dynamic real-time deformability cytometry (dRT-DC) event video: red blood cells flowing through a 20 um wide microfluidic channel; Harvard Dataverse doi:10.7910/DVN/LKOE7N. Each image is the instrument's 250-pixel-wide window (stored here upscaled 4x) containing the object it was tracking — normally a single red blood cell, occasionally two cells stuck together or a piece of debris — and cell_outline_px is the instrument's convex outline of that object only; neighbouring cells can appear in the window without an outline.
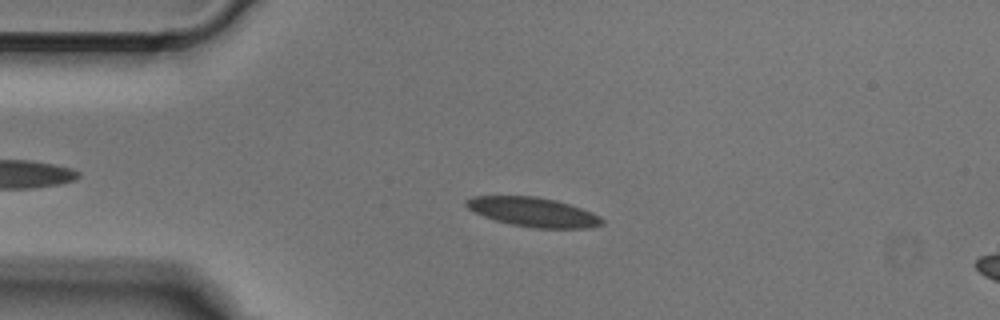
{"species": "Egyptian fruit bat (a non-hibernating species)", "species_latin": "Rousettus aegyptiacus", "temperature_condition": "cold", "stored_images_in_passage": 39, "camera_frame_rate_fps": 3000, "um_per_image_px": 0.085, "animal": {"sex": "male"}, "frame": {"image": 1, "passage_image": 10, "time_ms": 3.0, "image_size_px": [1000, 320], "cell_outline_px": [[604, 224], [588, 228], [536, 228], [512, 224], [496, 220], [484, 216], [468, 208], [464, 204], [464, 200], [472, 196], [536, 196], [556, 200], [592, 212], [600, 216], [604, 220]], "centroid_in_image_um": [45.33, 18.02], "position_along_channel_um": 39.7, "area_um2": 23.06}}
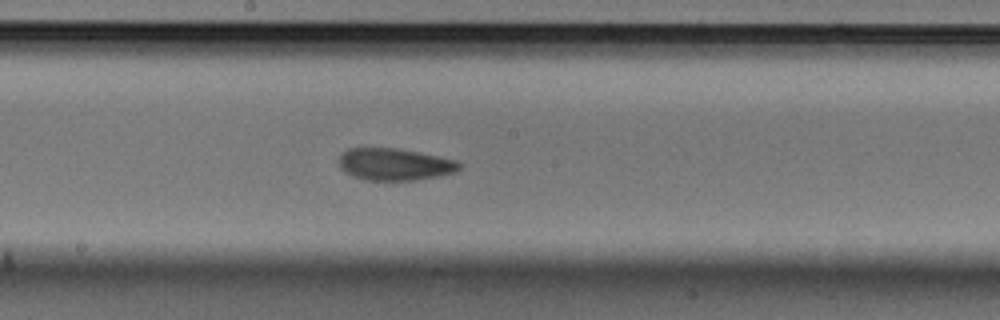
{"frame": {"image": 2, "passage_image": 25, "time_ms": 8.0, "image_size_px": [1000, 320], "cell_outline_px": [[460, 168], [456, 172], [440, 176], [416, 180], [368, 180], [352, 176], [344, 172], [340, 168], [340, 152], [348, 148], [400, 148], [456, 160], [460, 164]], "centroid_in_image_um": [33.53, 13.96], "position_along_channel_um": 214.7, "area_um2": 22.6}}
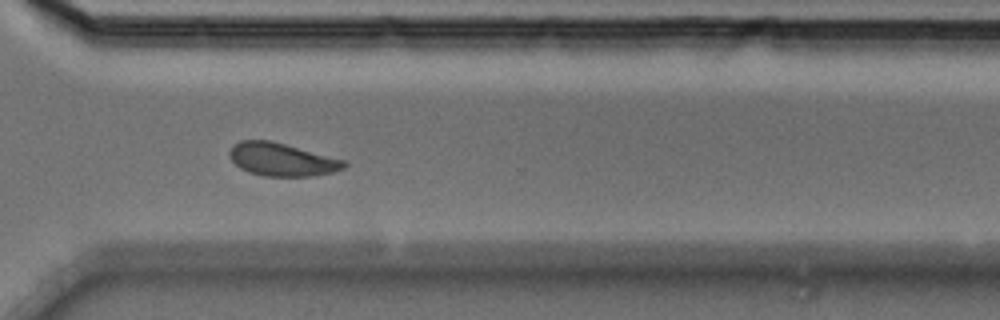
{"frame": {"image": 3, "passage_image": 35, "time_ms": 11.333, "image_size_px": [1000, 320], "cell_outline_px": [[348, 164], [344, 168], [332, 172], [312, 176], [264, 176], [248, 172], [240, 168], [232, 160], [228, 152], [232, 144], [240, 140], [272, 140], [344, 160]], "centroid_in_image_um": [23.92, 13.55], "position_along_channel_um": 346.7, "area_um2": 22.08}}